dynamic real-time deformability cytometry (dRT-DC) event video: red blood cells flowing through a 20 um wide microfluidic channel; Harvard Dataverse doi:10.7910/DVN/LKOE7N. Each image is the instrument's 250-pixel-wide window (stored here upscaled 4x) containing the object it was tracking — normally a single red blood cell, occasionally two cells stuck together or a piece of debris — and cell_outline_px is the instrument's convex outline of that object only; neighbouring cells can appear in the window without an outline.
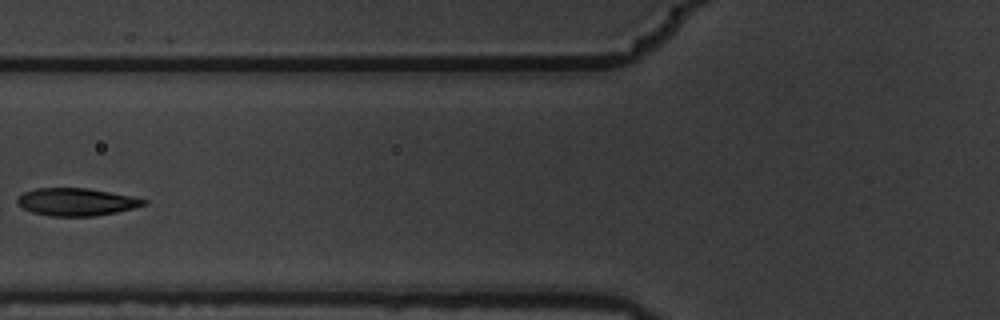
{"species": "common noctule bat (a hibernating species)", "species_latin": "Nyctalus noctula", "temperature_condition": "warm", "stored_images_in_passage": 11, "camera_frame_rate_fps": 3000, "um_per_image_px": 0.085, "animal": {"sex": "male", "body_mass_g": 19.5, "forearm_length_mm": 54.6}, "frame": {"image": 1, "passage_image": 4, "time_ms": 1.0, "image_size_px": [1000, 320], "cell_outline_px": [[148, 204], [116, 212], [96, 216], [48, 216], [32, 212], [16, 204], [16, 200], [24, 192], [36, 188], [88, 188], [132, 196], [148, 200]], "centroid_in_image_um": [6.49, 17.16], "position_along_channel_um": 119.3, "area_um2": 20.35}}
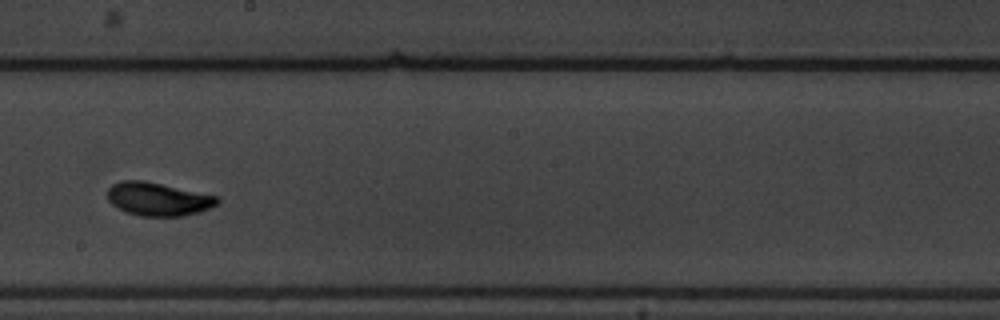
{"frame": {"image": 2, "passage_image": 7, "time_ms": 2.0, "image_size_px": [1000, 320], "cell_outline_px": [[220, 200], [216, 204], [200, 212], [180, 216], [140, 216], [124, 212], [116, 208], [108, 200], [108, 188], [112, 184], [120, 180], [144, 180], [216, 196]], "centroid_in_image_um": [13.37, 16.92], "position_along_channel_um": 234.8, "area_um2": 21.27}}
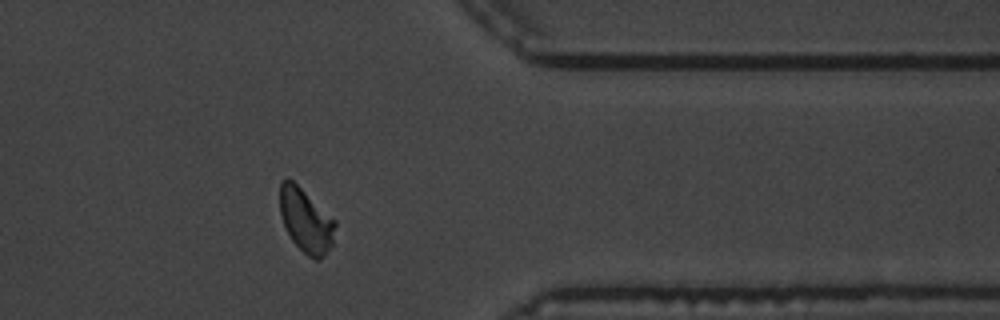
{"frame": {"image": 3, "passage_image": 11, "time_ms": 3.333, "image_size_px": [1000, 320], "cell_outline_px": [[336, 224], [332, 244], [324, 256], [320, 260], [316, 260], [308, 256], [292, 240], [284, 224], [280, 212], [280, 184], [284, 180], [292, 180], [336, 220]], "centroid_in_image_um": [26.02, 18.76], "position_along_channel_um": 385.4, "area_um2": 20.23}}